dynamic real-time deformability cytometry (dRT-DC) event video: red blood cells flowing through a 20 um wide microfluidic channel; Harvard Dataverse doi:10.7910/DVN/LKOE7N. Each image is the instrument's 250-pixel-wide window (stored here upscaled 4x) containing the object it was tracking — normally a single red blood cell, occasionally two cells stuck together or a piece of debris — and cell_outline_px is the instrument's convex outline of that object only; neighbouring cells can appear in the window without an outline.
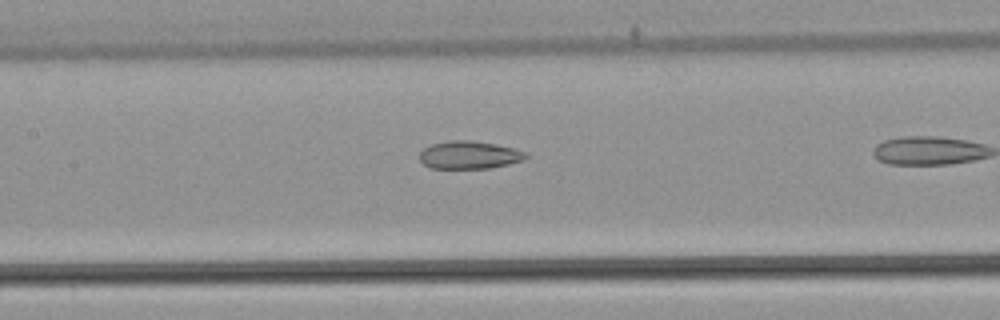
{"species": "common noctule bat (a hibernating species)", "species_latin": "Nyctalus noctula", "temperature_condition": "warm", "stored_images_in_passage": 20, "camera_frame_rate_fps": 3000, "um_per_image_px": 0.085, "animal": {"sex": "male", "body_mass_g": 21.5, "forearm_length_mm": 52.0}, "frame": {"image": 1, "passage_image": 4, "time_ms": 1.0, "image_size_px": [1000, 320], "cell_outline_px": [[528, 156], [524, 160], [508, 164], [488, 168], [432, 168], [424, 164], [420, 160], [420, 152], [424, 148], [432, 144], [452, 140], [472, 140], [496, 144], [512, 148], [524, 152]], "centroid_in_image_um": [39.88, 13.17], "position_along_channel_um": 167.5, "area_um2": 17.05}}